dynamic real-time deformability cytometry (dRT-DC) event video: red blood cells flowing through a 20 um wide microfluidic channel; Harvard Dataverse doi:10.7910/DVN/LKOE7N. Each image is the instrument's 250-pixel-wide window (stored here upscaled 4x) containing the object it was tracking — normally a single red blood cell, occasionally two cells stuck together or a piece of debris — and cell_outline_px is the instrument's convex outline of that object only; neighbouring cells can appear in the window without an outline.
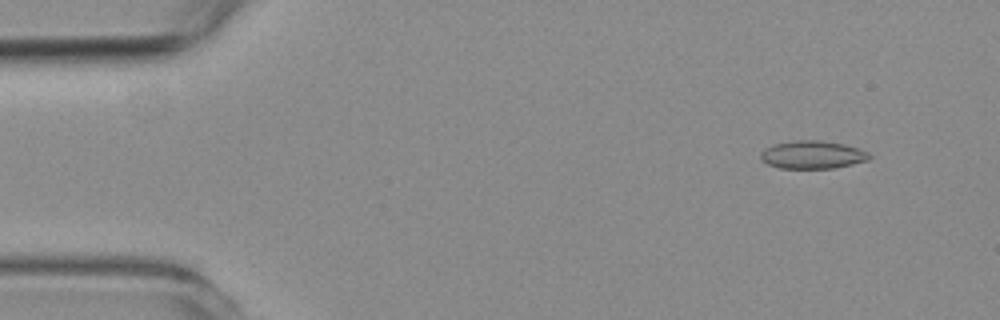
{"species": "common noctule bat (a hibernating species)", "species_latin": "Nyctalus noctula", "temperature_condition": "room temperature", "stored_images_in_passage": 57, "camera_frame_rate_fps": 3000, "um_per_image_px": 0.085, "animal": {"sex": "female", "body_mass_g": 19.3, "forearm_length_mm": 54.1}, "frame": {"image": 1, "passage_image": 5, "time_ms": 1.333, "image_size_px": [1000, 320], "cell_outline_px": [[872, 156], [868, 160], [852, 164], [832, 168], [780, 168], [768, 164], [760, 156], [760, 152], [764, 148], [772, 144], [796, 140], [816, 140], [844, 144], [868, 152]], "centroid_in_image_um": [69.04, 13.15], "position_along_channel_um": 16.0, "area_um2": 17.57}}
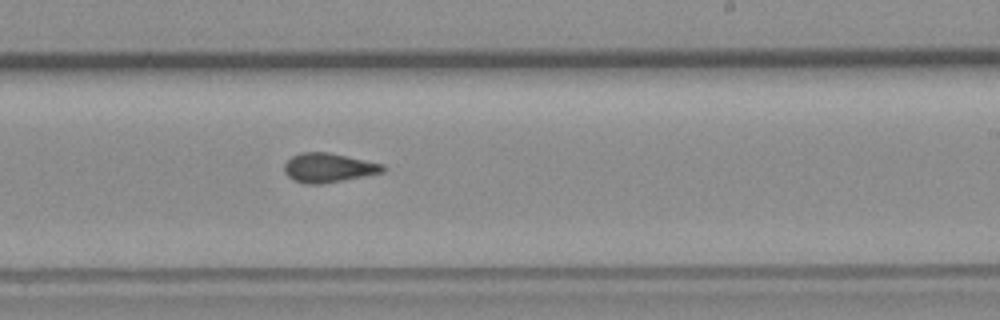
{"frame": {"image": 2, "passage_image": 34, "time_ms": 11.0, "image_size_px": [1000, 320], "cell_outline_px": [[388, 168], [384, 172], [320, 184], [304, 184], [292, 180], [284, 172], [284, 164], [292, 156], [300, 152], [328, 152], [384, 164]], "centroid_in_image_um": [27.91, 14.25], "position_along_channel_um": 261.1, "area_um2": 16.82}}
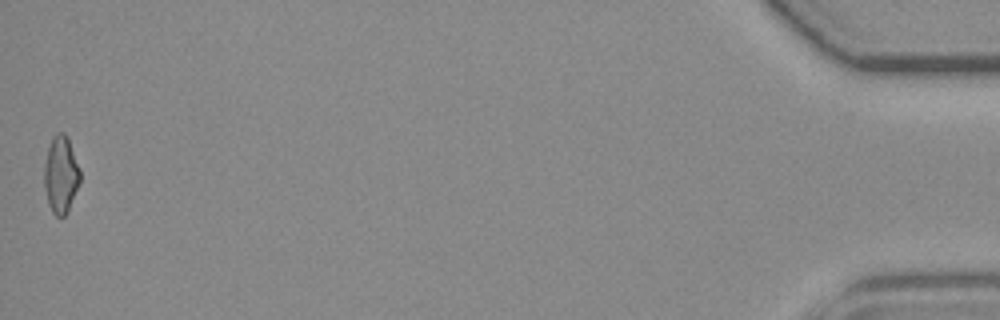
{"frame": {"image": 3, "passage_image": 57, "time_ms": 18.667, "image_size_px": [1000, 320], "cell_outline_px": [[80, 180], [68, 212], [64, 216], [56, 216], [52, 212], [48, 204], [44, 188], [44, 164], [48, 148], [52, 136], [56, 132], [64, 132], [68, 136], [80, 168]], "centroid_in_image_um": [5.17, 14.81], "position_along_channel_um": 430.0, "area_um2": 16.36}, "authors_computed_cell_mechanics": {"area_um2": 16.8198, "velocity_mm_per_s": 3.569, "shape_relaxation_time_tau1_ms": null, "shape_relaxation_time_tau2_ms": 1.7159, "deformation_change_tau1": null, "deformation_change_tau2": 0.0816}}